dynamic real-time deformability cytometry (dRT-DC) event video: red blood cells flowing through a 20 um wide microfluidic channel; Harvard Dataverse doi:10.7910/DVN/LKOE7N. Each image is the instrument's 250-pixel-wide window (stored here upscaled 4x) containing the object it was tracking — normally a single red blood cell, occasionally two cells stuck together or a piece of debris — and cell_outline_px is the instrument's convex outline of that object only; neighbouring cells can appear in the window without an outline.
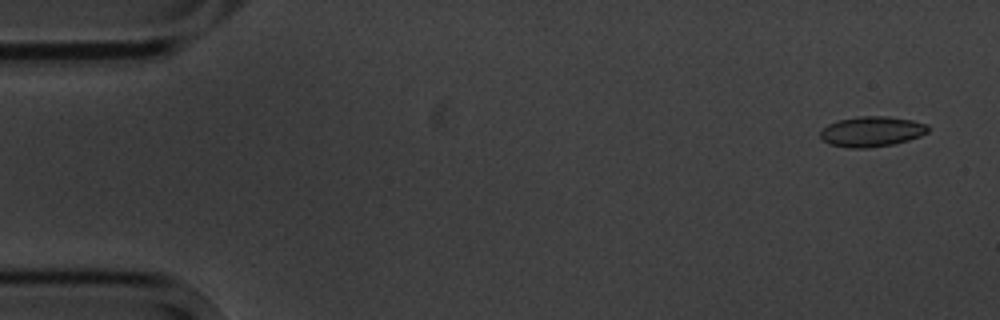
{"species": "common noctule bat (a hibernating species)", "species_latin": "Nyctalus noctula", "temperature_condition": "cold", "stored_images_in_passage": 8, "camera_frame_rate_fps": 3000, "um_per_image_px": 0.085, "animal": {"sex": "male", "body_mass_g": 20.1, "forearm_length_mm": 53.5}, "frame": {"image": 1, "passage_image": 1, "time_ms": 0.0, "image_size_px": [1000, 320], "cell_outline_px": [[928, 132], [920, 136], [908, 140], [892, 144], [868, 148], [848, 148], [828, 144], [820, 136], [820, 132], [828, 124], [836, 120], [860, 116], [888, 116], [912, 120], [928, 124]], "centroid_in_image_um": [74.09, 11.18], "position_along_channel_um": 10.9, "area_um2": 19.07}}
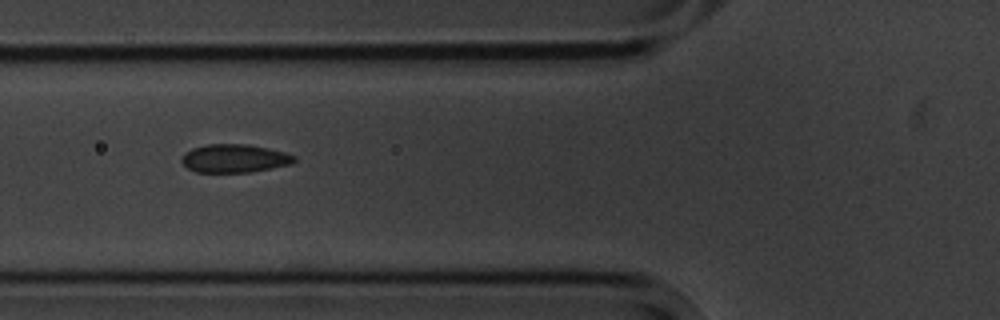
{"frame": {"image": 2, "passage_image": 6, "time_ms": 6.0, "image_size_px": [1000, 320], "cell_outline_px": [[296, 160], [292, 164], [252, 172], [196, 172], [188, 168], [180, 160], [180, 156], [184, 152], [192, 148], [208, 144], [248, 144], [268, 148], [284, 152], [296, 156]], "centroid_in_image_um": [19.92, 13.46], "position_along_channel_um": 105.9, "area_um2": 18.73}}
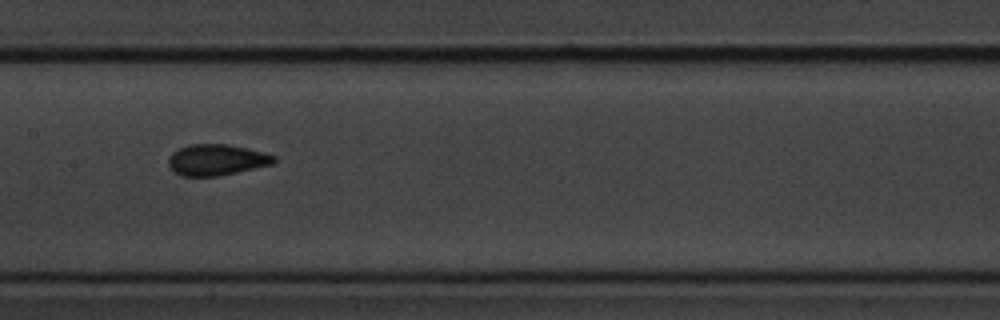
{"frame": {"image": 3, "passage_image": 8, "time_ms": 8.333, "image_size_px": [1000, 320], "cell_outline_px": [[276, 160], [272, 164], [236, 172], [216, 176], [180, 176], [168, 164], [168, 160], [172, 152], [188, 144], [228, 144], [248, 148], [276, 156]], "centroid_in_image_um": [18.4, 13.57], "position_along_channel_um": 189.0, "area_um2": 18.96}}